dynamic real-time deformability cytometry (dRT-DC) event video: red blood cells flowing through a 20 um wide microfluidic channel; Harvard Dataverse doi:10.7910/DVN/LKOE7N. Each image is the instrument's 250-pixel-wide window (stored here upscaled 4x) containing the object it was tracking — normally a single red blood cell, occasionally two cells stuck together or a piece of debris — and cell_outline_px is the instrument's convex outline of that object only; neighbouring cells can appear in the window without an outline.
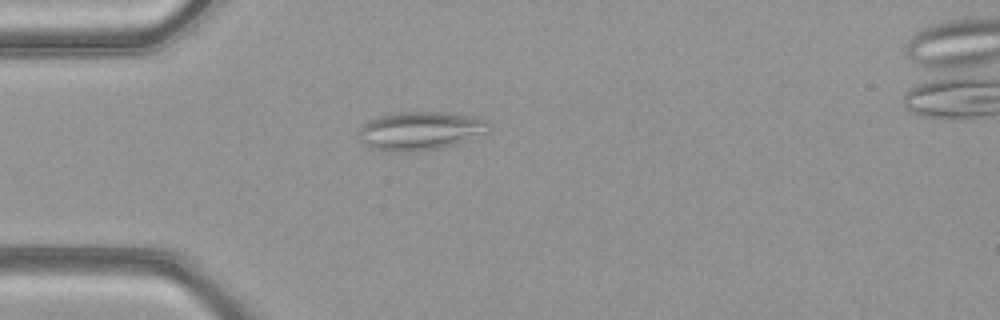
{"species": "common noctule bat (a hibernating species)", "species_latin": "Nyctalus noctula", "temperature_condition": "warm", "stored_images_in_passage": 50, "camera_frame_rate_fps": 3000, "um_per_image_px": 0.085, "animal": {"sex": "female", "body_mass_g": 21.9}, "frame": {"image": 1, "passage_image": 14, "time_ms": 4.333, "image_size_px": [1000, 320], "cell_outline_px": [[492, 128], [488, 132], [456, 144], [444, 148], [408, 152], [380, 152], [364, 144], [360, 140], [360, 128], [368, 120], [392, 112], [448, 112], [476, 116], [488, 120]], "centroid_in_image_um": [35.76, 11.12], "position_along_channel_um": 49.2, "area_um2": 29.82}}
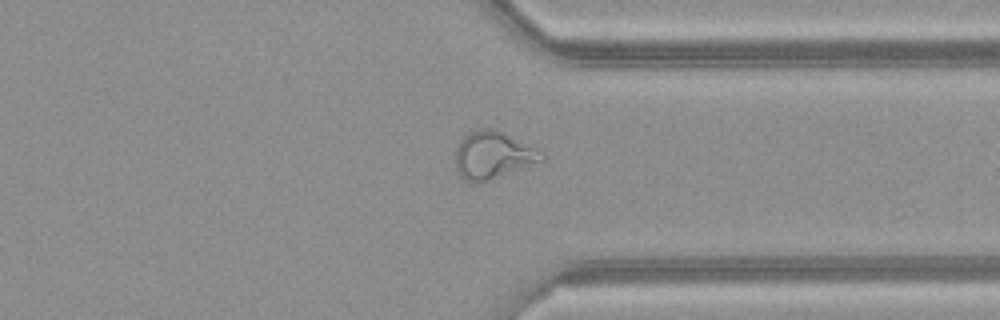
{"frame": {"image": 2, "passage_image": 38, "time_ms": 12.333, "image_size_px": [1000, 320], "cell_outline_px": [[548, 156], [544, 160], [488, 180], [464, 180], [460, 176], [456, 168], [456, 148], [460, 140], [464, 136], [472, 132], [484, 128], [496, 128], [544, 152]], "centroid_in_image_um": [41.93, 13.15], "position_along_channel_um": 369.5, "area_um2": 23.41}}
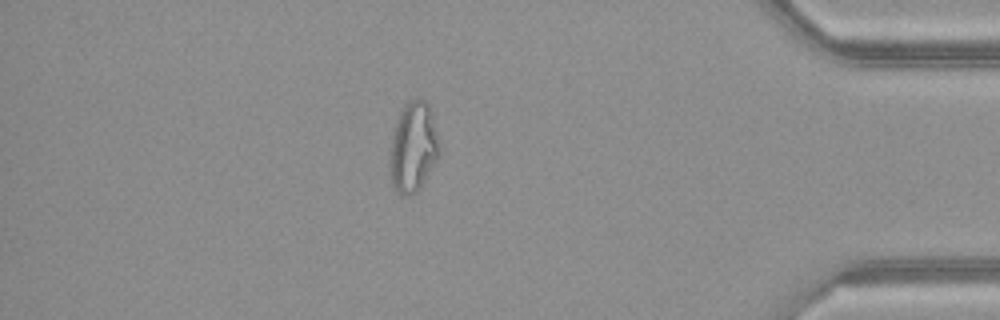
{"frame": {"image": 3, "passage_image": 43, "time_ms": 14.0, "image_size_px": [1000, 320], "cell_outline_px": [[440, 156], [420, 188], [416, 192], [408, 196], [400, 196], [396, 192], [392, 184], [388, 160], [392, 136], [396, 120], [400, 108], [408, 100], [420, 96], [428, 104], [432, 112], [440, 144]], "centroid_in_image_um": [35.12, 12.49], "position_along_channel_um": 400.1, "area_um2": 26.82}, "authors_computed_cell_mechanics": {"area_um2": 26.3279, "velocity_mm_per_s": 4.16, "shape_relaxation_time_tau1_ms": null, "shape_relaxation_time_tau2_ms": 1.5766, "deformation_change_tau1": null, "deformation_change_tau2": 0.0965}}